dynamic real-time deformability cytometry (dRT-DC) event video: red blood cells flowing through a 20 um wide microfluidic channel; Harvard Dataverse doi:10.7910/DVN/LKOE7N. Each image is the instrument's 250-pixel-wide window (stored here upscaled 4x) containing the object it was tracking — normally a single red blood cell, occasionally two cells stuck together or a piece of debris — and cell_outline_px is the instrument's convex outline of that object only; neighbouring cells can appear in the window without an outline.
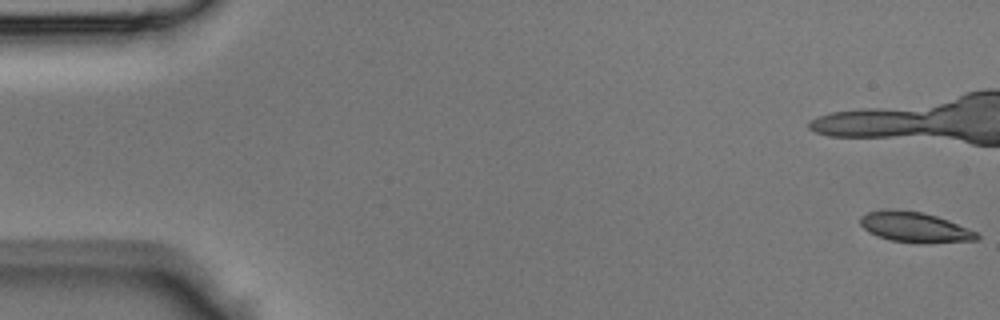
{"species": "Egyptian fruit bat (a non-hibernating species)", "species_latin": "Rousettus aegyptiacus", "temperature_condition": "room temperature", "stored_images_in_passage": 40, "camera_frame_rate_fps": 3000, "um_per_image_px": 0.085, "animal": {"sex": "male"}, "frame": {"image": 1, "passage_image": 1, "time_ms": 0.0, "image_size_px": [1000, 320], "cell_outline_px": [[980, 236], [976, 240], [892, 240], [868, 232], [860, 224], [860, 216], [868, 212], [924, 212], [948, 220], [980, 232]], "centroid_in_image_um": [77.79, 19.29], "position_along_channel_um": 7.2, "area_um2": 18.79}}